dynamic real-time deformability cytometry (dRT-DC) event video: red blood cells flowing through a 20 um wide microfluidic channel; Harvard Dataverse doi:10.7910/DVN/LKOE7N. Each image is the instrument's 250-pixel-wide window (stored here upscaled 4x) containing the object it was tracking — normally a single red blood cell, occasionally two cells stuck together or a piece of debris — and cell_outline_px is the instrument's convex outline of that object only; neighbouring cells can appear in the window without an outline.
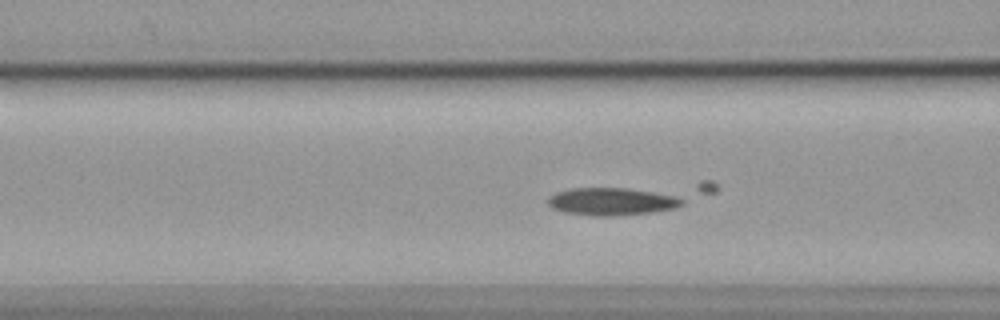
{"species": "common noctule bat (a hibernating species)", "species_latin": "Nyctalus noctula", "temperature_condition": "cold", "stored_images_in_passage": 55, "camera_frame_rate_fps": 3000, "um_per_image_px": 0.085, "animal": {"sex": "female", "body_mass_g": 19.9}, "frame": {"image": 1, "passage_image": 19, "time_ms": 6.0, "image_size_px": [1000, 320], "cell_outline_px": [[684, 204], [676, 208], [652, 212], [616, 216], [592, 216], [564, 212], [552, 208], [548, 204], [548, 196], [556, 192], [572, 188], [624, 188], [652, 192], [676, 196], [684, 200]], "centroid_in_image_um": [51.97, 17.14], "position_along_channel_um": 114.6, "area_um2": 21.56}}
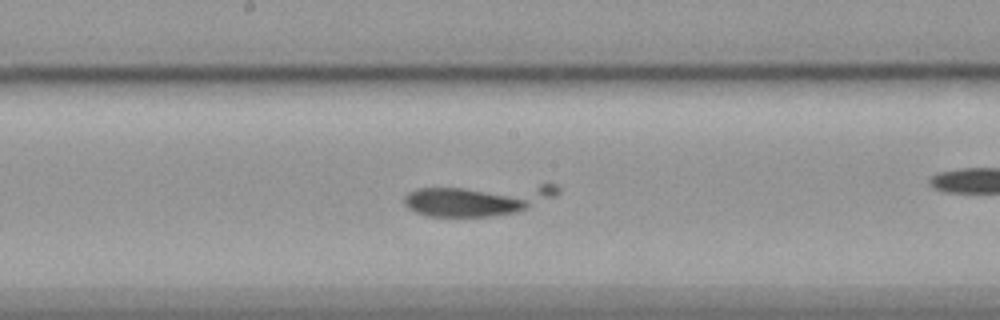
{"frame": {"image": 2, "passage_image": 27, "time_ms": 8.667, "image_size_px": [1000, 320], "cell_outline_px": [[560, 192], [556, 196], [516, 212], [492, 216], [428, 216], [416, 212], [408, 208], [404, 204], [404, 196], [408, 192], [416, 188], [540, 184], [556, 184], [560, 188]], "centroid_in_image_um": [40.62, 16.95], "position_along_channel_um": 207.6, "area_um2": 28.32}}
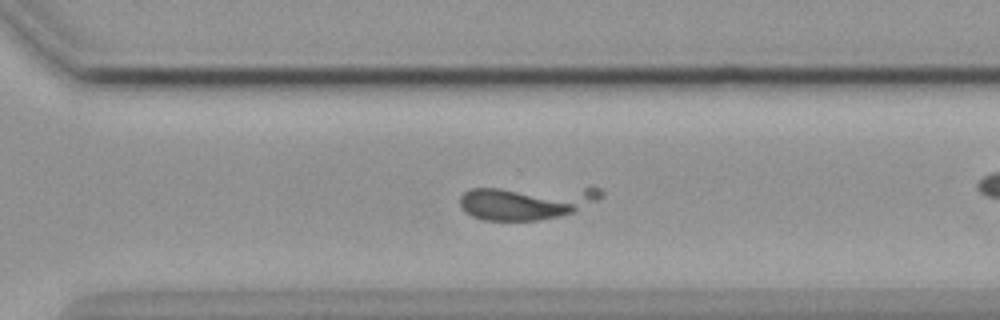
{"frame": {"image": 3, "passage_image": 37, "time_ms": 12.0, "image_size_px": [1000, 320], "cell_outline_px": [[604, 192], [596, 200], [572, 212], [560, 216], [540, 220], [484, 220], [472, 216], [464, 212], [460, 208], [460, 196], [464, 192], [472, 188], [592, 184], [600, 188]], "centroid_in_image_um": [44.82, 17.12], "position_along_channel_um": 325.8, "area_um2": 29.36}}